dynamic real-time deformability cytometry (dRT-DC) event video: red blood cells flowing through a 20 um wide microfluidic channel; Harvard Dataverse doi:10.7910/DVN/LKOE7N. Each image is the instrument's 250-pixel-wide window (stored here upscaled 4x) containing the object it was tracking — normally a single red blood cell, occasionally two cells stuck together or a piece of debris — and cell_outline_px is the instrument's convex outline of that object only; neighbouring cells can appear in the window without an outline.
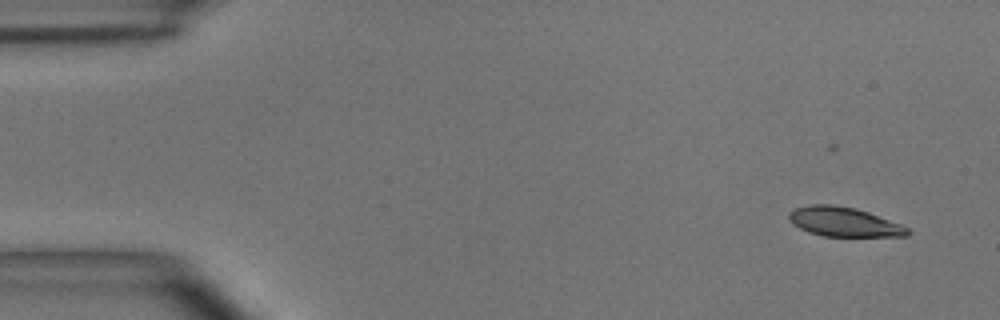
{"species": "common noctule bat (a hibernating species)", "species_latin": "Nyctalus noctula", "temperature_condition": "room temperature", "stored_images_in_passage": 10, "camera_frame_rate_fps": 3000, "um_per_image_px": 0.085, "animal": {"sex": "male", "body_mass_g": 15.6}, "frame": {"image": 1, "passage_image": 1, "time_ms": 0.0, "image_size_px": [1000, 320], "cell_outline_px": [[912, 232], [908, 236], [824, 236], [808, 232], [792, 224], [788, 220], [788, 212], [792, 208], [812, 204], [832, 204], [856, 208], [868, 212], [900, 224], [908, 228]], "centroid_in_image_um": [71.69, 18.85], "position_along_channel_um": 13.3, "area_um2": 20.46}}